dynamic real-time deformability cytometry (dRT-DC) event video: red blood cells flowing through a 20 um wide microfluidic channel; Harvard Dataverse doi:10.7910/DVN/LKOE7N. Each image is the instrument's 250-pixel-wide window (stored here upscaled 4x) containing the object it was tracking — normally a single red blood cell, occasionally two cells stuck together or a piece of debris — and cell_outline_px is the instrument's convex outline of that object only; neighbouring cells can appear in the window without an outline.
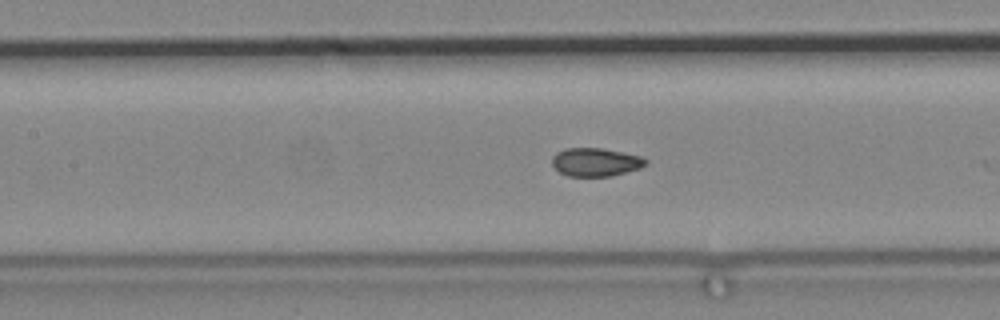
{"species": "common noctule bat (a hibernating species)", "species_latin": "Nyctalus noctula", "temperature_condition": "cold", "stored_images_in_passage": 49, "camera_frame_rate_fps": 3000, "um_per_image_px": 0.085, "animal": {"sex": "male", "body_mass_g": 19.2, "forearm_length_mm": 51.8}, "frame": {"image": 1, "passage_image": 48, "time_ms": 15.667, "image_size_px": [1000, 320], "cell_outline_px": [[648, 160], [640, 168], [612, 176], [568, 176], [560, 172], [552, 164], [552, 156], [556, 152], [564, 148], [604, 148], [640, 156]], "centroid_in_image_um": [50.6, 13.77], "position_along_channel_um": 156.8, "area_um2": 15.43}}